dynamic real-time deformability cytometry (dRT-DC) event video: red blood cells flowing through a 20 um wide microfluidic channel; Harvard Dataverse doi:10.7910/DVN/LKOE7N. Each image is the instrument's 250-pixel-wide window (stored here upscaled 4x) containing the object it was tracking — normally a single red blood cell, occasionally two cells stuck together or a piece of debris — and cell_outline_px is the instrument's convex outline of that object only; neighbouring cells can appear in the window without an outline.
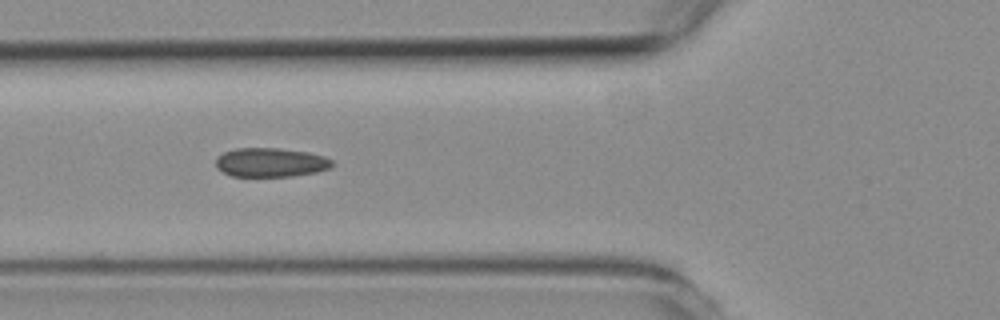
{"species": "common noctule bat (a hibernating species)", "species_latin": "Nyctalus noctula", "temperature_condition": "room temperature", "stored_images_in_passage": 8, "camera_frame_rate_fps": 3000, "um_per_image_px": 0.085, "animal": {"sex": "female", "body_mass_g": 19.3, "forearm_length_mm": 54.1}, "frame": {"image": 1, "passage_image": 6, "time_ms": 5.667, "image_size_px": [1000, 320], "cell_outline_px": [[336, 164], [328, 168], [316, 172], [292, 176], [232, 176], [216, 168], [216, 156], [224, 152], [236, 148], [276, 148], [308, 152], [324, 156], [332, 160]], "centroid_in_image_um": [23.0, 13.8], "position_along_channel_um": 102.8, "area_um2": 19.71}}
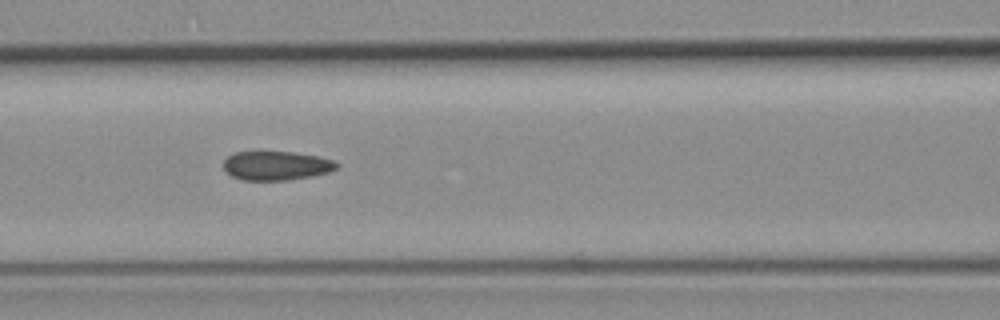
{"frame": {"image": 2, "passage_image": 7, "time_ms": 6.667, "image_size_px": [1000, 320], "cell_outline_px": [[340, 164], [336, 168], [328, 172], [312, 176], [284, 180], [244, 180], [232, 176], [224, 168], [224, 160], [228, 156], [236, 152], [292, 152], [320, 156], [332, 160]], "centroid_in_image_um": [23.5, 14.07], "position_along_channel_um": 143.1, "area_um2": 18.96}}
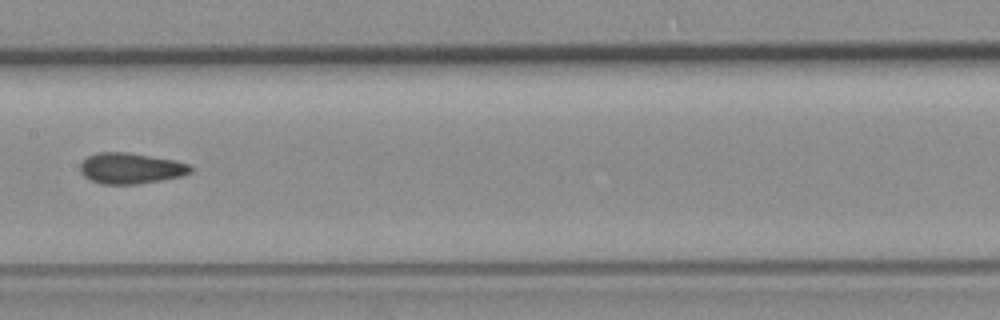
{"frame": {"image": 3, "passage_image": 8, "time_ms": 8.0, "image_size_px": [1000, 320], "cell_outline_px": [[192, 172], [180, 176], [160, 180], [136, 184], [100, 184], [84, 176], [80, 172], [80, 164], [88, 156], [96, 152], [128, 152], [176, 160], [188, 164], [192, 168]], "centroid_in_image_um": [11.1, 14.3], "position_along_channel_um": 196.3, "area_um2": 19.83}}